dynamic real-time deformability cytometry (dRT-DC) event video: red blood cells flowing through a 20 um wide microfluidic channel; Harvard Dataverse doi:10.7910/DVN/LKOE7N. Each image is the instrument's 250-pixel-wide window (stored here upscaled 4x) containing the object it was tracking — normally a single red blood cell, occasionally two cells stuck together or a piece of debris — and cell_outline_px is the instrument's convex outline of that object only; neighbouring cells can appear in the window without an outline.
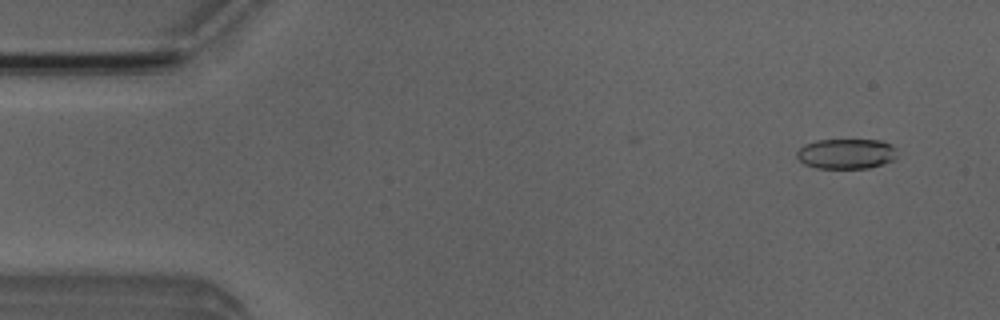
{"species": "Egyptian fruit bat (a non-hibernating species)", "species_latin": "Rousettus aegyptiacus", "temperature_condition": "room temperature", "stored_images_in_passage": 4, "camera_frame_rate_fps": 3000, "um_per_image_px": 0.085, "animal": {"sex": "male"}, "frame": {"image": 1, "passage_image": 2, "time_ms": 1.0, "image_size_px": [1000, 320], "cell_outline_px": [[896, 156], [892, 160], [868, 168], [816, 168], [804, 164], [796, 156], [796, 152], [804, 144], [816, 140], [880, 140], [892, 144], [896, 148]], "centroid_in_image_um": [71.91, 13.06], "position_along_channel_um": 13.1, "area_um2": 17.63}}